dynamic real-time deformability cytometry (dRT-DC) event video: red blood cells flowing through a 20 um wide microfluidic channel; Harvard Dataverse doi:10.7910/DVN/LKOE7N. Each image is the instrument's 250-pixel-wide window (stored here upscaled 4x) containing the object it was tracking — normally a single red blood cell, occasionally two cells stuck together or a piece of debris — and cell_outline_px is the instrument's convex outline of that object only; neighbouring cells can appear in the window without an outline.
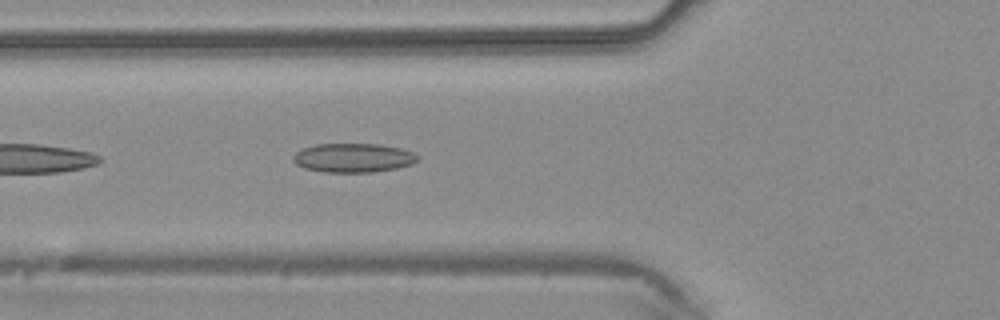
{"species": "common noctule bat (a hibernating species)", "species_latin": "Nyctalus noctula", "temperature_condition": "warm", "stored_images_in_passage": 9, "camera_frame_rate_fps": 3000, "um_per_image_px": 0.085, "animal": {"sex": "male", "body_mass_g": 20.4}, "frame": {"image": 1, "passage_image": 4, "time_ms": 1.0, "image_size_px": [1000, 320], "cell_outline_px": [[416, 160], [412, 164], [396, 168], [372, 172], [324, 172], [304, 168], [296, 164], [292, 160], [292, 156], [296, 152], [304, 148], [316, 144], [380, 144], [400, 148], [412, 152], [416, 156]], "centroid_in_image_um": [29.98, 13.41], "position_along_channel_um": 95.8, "area_um2": 20.92}}
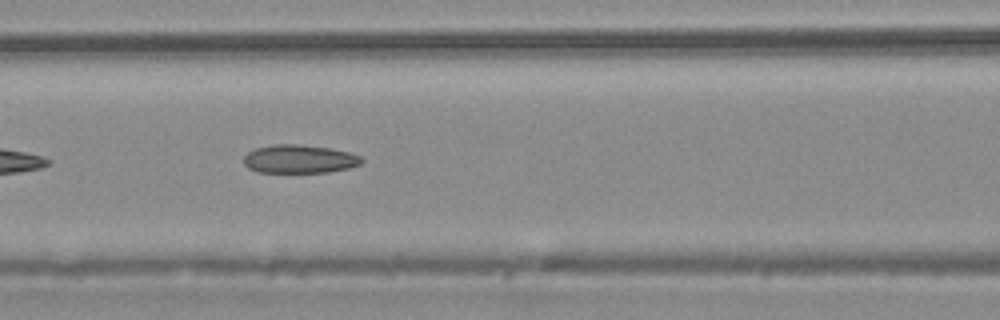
{"frame": {"image": 2, "passage_image": 7, "time_ms": 2.0, "image_size_px": [1000, 320], "cell_outline_px": [[364, 160], [360, 164], [348, 168], [328, 172], [256, 172], [248, 168], [244, 164], [244, 156], [248, 152], [256, 148], [276, 144], [296, 144], [328, 148], [348, 152], [360, 156]], "centroid_in_image_um": [25.42, 13.52], "position_along_channel_um": 141.2, "area_um2": 19.36}}